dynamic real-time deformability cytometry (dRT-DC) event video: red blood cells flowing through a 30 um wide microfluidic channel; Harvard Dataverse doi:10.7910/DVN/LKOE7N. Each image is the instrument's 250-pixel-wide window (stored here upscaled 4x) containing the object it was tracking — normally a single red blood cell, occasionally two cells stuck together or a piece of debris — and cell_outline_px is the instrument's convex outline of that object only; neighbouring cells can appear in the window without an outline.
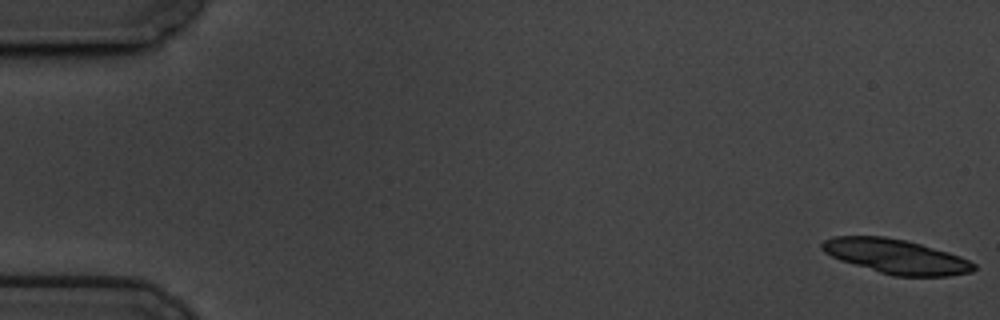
{"species": "common noctule bat (a hibernating species)", "species_latin": "Nyctalus noctula", "temperature_condition": "cold", "stored_images_in_passage": 29, "camera_frame_rate_fps": 3000, "um_per_image_px": 0.085, "animal": {"sex": "male", "body_mass_g": 19.5, "forearm_length_mm": 54.6}, "frame": {"image": 1, "passage_image": 1, "time_ms": 0.0, "image_size_px": [1000, 320], "cell_outline_px": [[976, 268], [972, 272], [948, 276], [892, 276], [840, 260], [824, 252], [820, 248], [820, 244], [824, 240], [832, 236], [884, 236], [908, 240], [948, 252], [960, 256], [976, 264]], "centroid_in_image_um": [76.15, 21.79], "position_along_channel_um": 8.8, "area_um2": 30.63}}
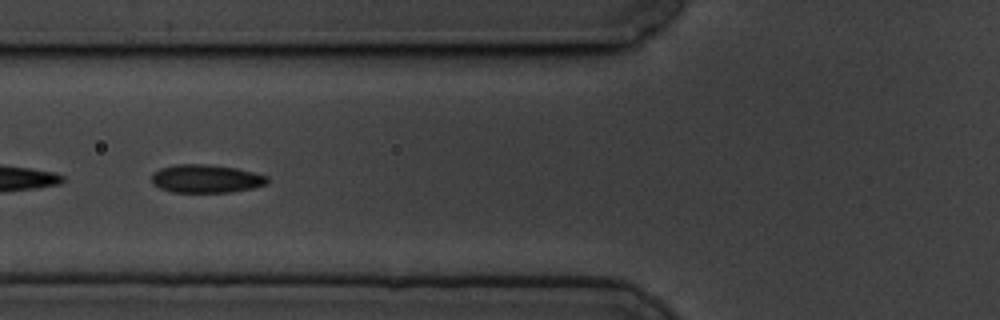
{"frame": {"image": 2, "passage_image": 23, "time_ms": 7.333, "image_size_px": [1000, 320], "cell_outline_px": [[268, 180], [264, 184], [252, 188], [228, 192], [172, 192], [160, 188], [152, 184], [152, 172], [160, 168], [176, 164], [208, 164], [236, 168], [268, 176]], "centroid_in_image_um": [17.46, 15.18], "position_along_channel_um": 108.3, "area_um2": 18.96}}